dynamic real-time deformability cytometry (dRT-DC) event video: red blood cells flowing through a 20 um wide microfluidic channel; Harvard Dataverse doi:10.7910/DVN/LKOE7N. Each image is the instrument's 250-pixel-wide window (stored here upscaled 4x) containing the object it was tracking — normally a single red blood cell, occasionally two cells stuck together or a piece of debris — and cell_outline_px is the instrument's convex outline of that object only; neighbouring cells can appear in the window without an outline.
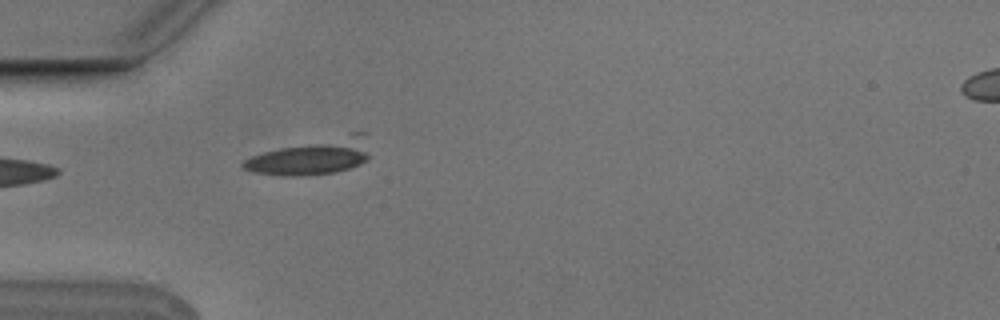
{"species": "Egyptian fruit bat (a non-hibernating species)", "species_latin": "Rousettus aegyptiacus", "temperature_condition": "cold", "stored_images_in_passage": 5, "camera_frame_rate_fps": 3000, "um_per_image_px": 0.085, "animal": {"sex": "male"}, "frame": {"image": 1, "passage_image": 4, "time_ms": 1.0, "image_size_px": [1000, 320], "cell_outline_px": [[368, 160], [360, 164], [336, 172], [296, 176], [292, 176], [256, 172], [244, 168], [240, 164], [244, 160], [252, 156], [264, 152], [280, 148], [352, 132], [364, 132], [368, 156]], "centroid_in_image_um": [26.55, 13.31], "position_along_channel_um": 58.5, "area_um2": 25.72}}